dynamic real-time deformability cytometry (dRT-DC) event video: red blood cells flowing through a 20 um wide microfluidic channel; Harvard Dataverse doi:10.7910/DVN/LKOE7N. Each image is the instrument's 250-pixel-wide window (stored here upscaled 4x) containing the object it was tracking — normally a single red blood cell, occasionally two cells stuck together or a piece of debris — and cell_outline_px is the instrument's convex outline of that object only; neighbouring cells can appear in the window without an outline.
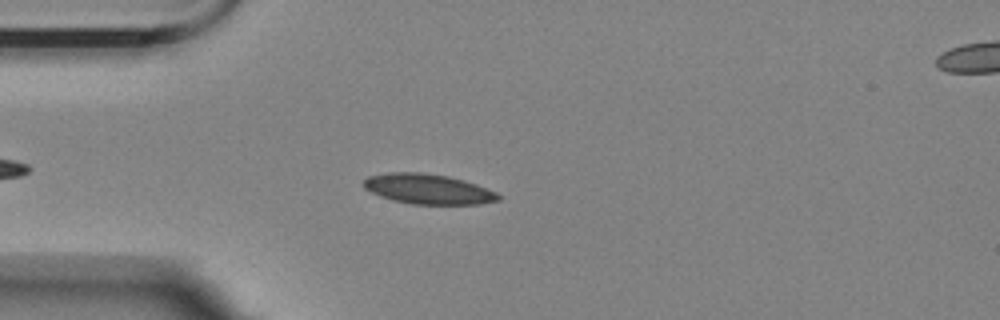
{"species": "Egyptian fruit bat (a non-hibernating species)", "species_latin": "Rousettus aegyptiacus", "temperature_condition": "room temperature", "stored_images_in_passage": 39, "camera_frame_rate_fps": 3000, "um_per_image_px": 0.085, "animal": {"sex": "female"}, "frame": {"image": 1, "passage_image": 5, "time_ms": 1.333, "image_size_px": [1000, 320], "cell_outline_px": [[500, 200], [480, 204], [412, 204], [392, 200], [380, 196], [364, 188], [364, 180], [368, 176], [388, 172], [420, 172], [448, 176], [464, 180], [476, 184], [496, 192], [500, 196]], "centroid_in_image_um": [36.38, 16.06], "position_along_channel_um": 48.6, "area_um2": 23.58}}
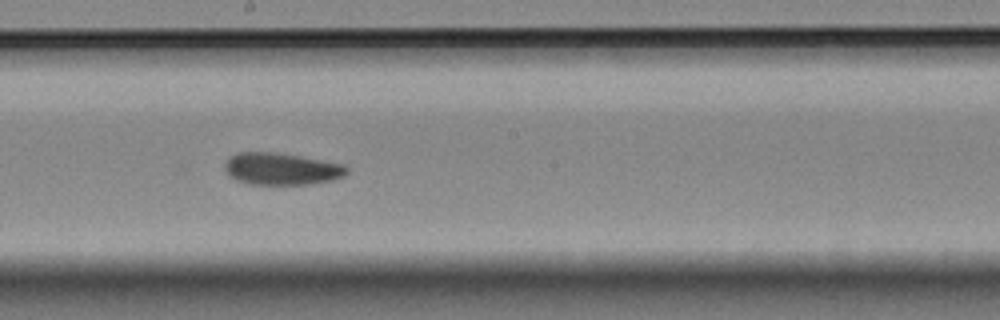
{"frame": {"image": 2, "passage_image": 21, "time_ms": 6.667, "image_size_px": [1000, 320], "cell_outline_px": [[348, 172], [344, 176], [332, 180], [308, 184], [248, 184], [236, 180], [228, 176], [224, 172], [224, 164], [228, 156], [236, 152], [276, 152], [300, 156], [344, 164], [348, 168]], "centroid_in_image_um": [23.87, 14.35], "position_along_channel_um": 224.3, "area_um2": 23.06}}
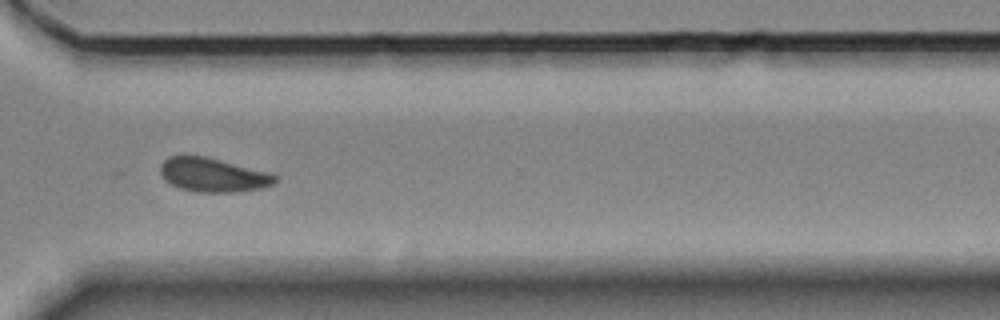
{"frame": {"image": 3, "passage_image": 32, "time_ms": 10.333, "image_size_px": [1000, 320], "cell_outline_px": [[280, 180], [272, 184], [260, 188], [232, 192], [196, 192], [180, 188], [172, 184], [160, 172], [160, 164], [168, 156], [184, 152], [204, 156], [272, 172], [280, 176]], "centroid_in_image_um": [18.12, 14.82], "position_along_channel_um": 352.5, "area_um2": 23.24}, "authors_computed_cell_mechanics": {"area_um2": 22.9466, "velocity_mm_per_s": 3.4977, "shape_relaxation_time_tau1_ms": 8.3547, "shape_relaxation_time_tau2_ms": 5.8322, "deformation_change_tau1": 0.1487, "deformation_change_tau2": 0.0976}}